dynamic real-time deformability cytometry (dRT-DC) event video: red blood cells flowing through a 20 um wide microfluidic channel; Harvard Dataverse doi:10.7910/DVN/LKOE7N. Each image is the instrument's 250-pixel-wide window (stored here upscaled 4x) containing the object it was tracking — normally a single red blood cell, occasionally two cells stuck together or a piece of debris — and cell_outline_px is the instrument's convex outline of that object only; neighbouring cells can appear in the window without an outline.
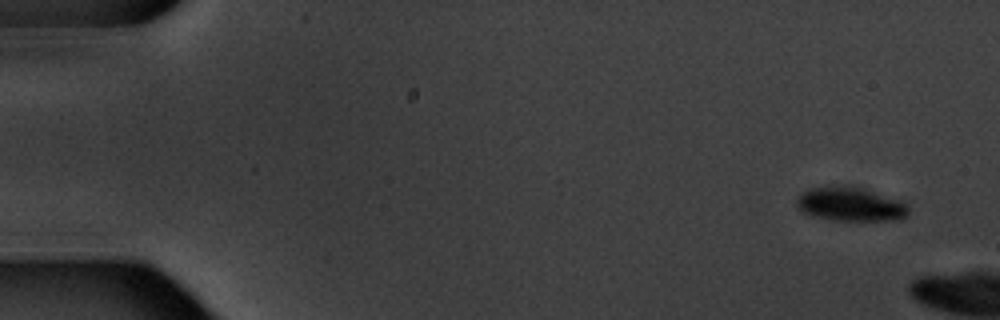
{"species": "common noctule bat (a hibernating species)", "species_latin": "Nyctalus noctula", "temperature_condition": "warm", "stored_images_in_passage": 3, "camera_frame_rate_fps": 3000, "um_per_image_px": 0.085, "animal": {"sex": "male", "body_mass_g": 20.1, "forearm_length_mm": 53.5}, "frame": {"image": 1, "passage_image": 1, "time_ms": 0.0, "image_size_px": [1000, 320], "cell_outline_px": [[908, 216], [900, 220], [828, 220], [812, 216], [804, 212], [796, 204], [796, 200], [804, 192], [812, 188], [864, 188], [900, 200], [908, 208]], "centroid_in_image_um": [72.34, 17.41], "position_along_channel_um": 12.7, "area_um2": 21.44}}